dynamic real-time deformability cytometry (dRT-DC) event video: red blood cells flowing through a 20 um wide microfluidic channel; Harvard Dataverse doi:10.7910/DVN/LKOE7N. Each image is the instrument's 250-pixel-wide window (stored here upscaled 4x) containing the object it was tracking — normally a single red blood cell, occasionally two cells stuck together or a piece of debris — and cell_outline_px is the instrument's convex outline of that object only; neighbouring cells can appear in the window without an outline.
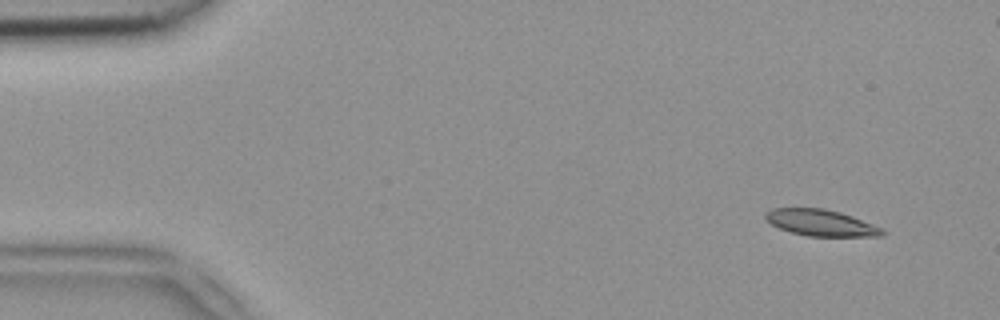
{"species": "common noctule bat (a hibernating species)", "species_latin": "Nyctalus noctula", "temperature_condition": "room temperature", "stored_images_in_passage": 15, "segment_of_instrument_passage": [2, 2], "camera_frame_rate_fps": 3000, "um_per_image_px": 0.085, "animal": {"sex": "female", "body_mass_g": 18.4}, "frame": {"image": 1, "passage_image": 15, "time_ms": 4.667, "image_size_px": [1000, 320], "cell_outline_px": [[884, 236], [808, 236], [792, 232], [780, 228], [772, 224], [764, 216], [764, 212], [772, 208], [824, 208], [840, 212], [852, 216], [872, 224], [880, 228], [884, 232]], "centroid_in_image_um": [69.75, 18.92], "position_along_channel_um": 15.2, "area_um2": 17.74}}